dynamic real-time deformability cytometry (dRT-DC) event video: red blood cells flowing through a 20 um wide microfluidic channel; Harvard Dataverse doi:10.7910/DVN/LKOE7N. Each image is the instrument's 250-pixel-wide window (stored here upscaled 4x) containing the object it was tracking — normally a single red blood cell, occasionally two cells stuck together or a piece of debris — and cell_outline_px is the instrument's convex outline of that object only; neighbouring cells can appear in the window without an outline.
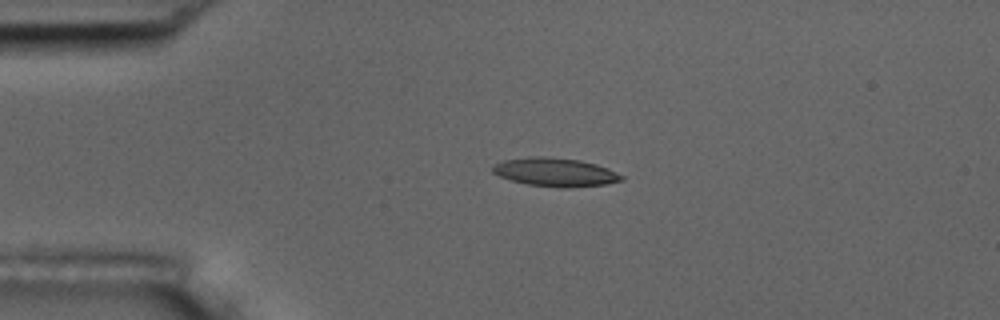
{"species": "common noctule bat (a hibernating species)", "species_latin": "Nyctalus noctula", "temperature_condition": "room temperature", "stored_images_in_passage": 3, "camera_frame_rate_fps": 3000, "um_per_image_px": 0.085, "animal": {"sex": "male", "body_mass_g": 17.5, "forearm_length_mm": 52.3}, "frame": {"image": 1, "passage_image": 3, "time_ms": 2.333, "image_size_px": [1000, 320], "cell_outline_px": [[624, 180], [604, 184], [568, 188], [560, 188], [528, 184], [512, 180], [500, 176], [492, 172], [492, 168], [496, 164], [504, 160], [528, 156], [544, 156], [580, 160], [596, 164], [608, 168], [624, 176]], "centroid_in_image_um": [47.21, 14.63], "position_along_channel_um": 37.8, "area_um2": 21.39}}